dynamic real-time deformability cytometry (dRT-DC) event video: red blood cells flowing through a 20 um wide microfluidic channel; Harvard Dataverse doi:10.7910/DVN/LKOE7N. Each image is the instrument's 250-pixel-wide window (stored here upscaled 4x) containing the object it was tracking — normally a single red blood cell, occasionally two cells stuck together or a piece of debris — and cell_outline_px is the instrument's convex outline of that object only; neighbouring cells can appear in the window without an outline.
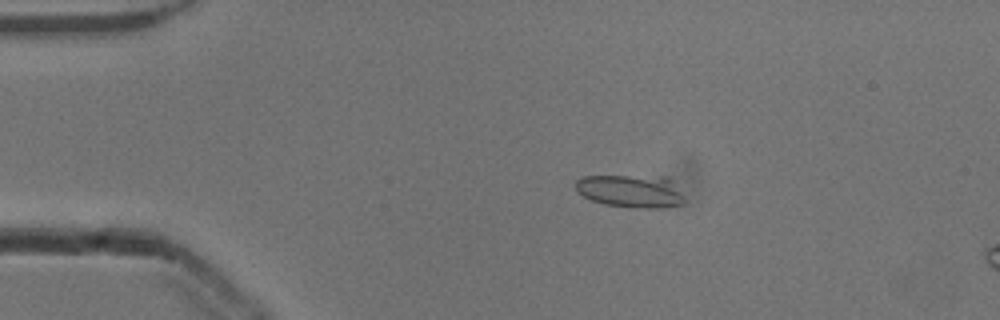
{"species": "common noctule bat (a hibernating species)", "species_latin": "Nyctalus noctula", "temperature_condition": "cold", "stored_images_in_passage": 16, "camera_frame_rate_fps": 3000, "um_per_image_px": 0.085, "animal": {"sex": "male", "body_mass_g": 13.3}, "frame": {"image": 1, "passage_image": 11, "time_ms": 3.333, "image_size_px": [1000, 320], "cell_outline_px": [[684, 204], [664, 208], [632, 208], [604, 204], [592, 200], [576, 192], [576, 180], [584, 176], [664, 176], [668, 180], [684, 200]], "centroid_in_image_um": [53.56, 16.26], "position_along_channel_um": 31.4, "area_um2": 20.58}}